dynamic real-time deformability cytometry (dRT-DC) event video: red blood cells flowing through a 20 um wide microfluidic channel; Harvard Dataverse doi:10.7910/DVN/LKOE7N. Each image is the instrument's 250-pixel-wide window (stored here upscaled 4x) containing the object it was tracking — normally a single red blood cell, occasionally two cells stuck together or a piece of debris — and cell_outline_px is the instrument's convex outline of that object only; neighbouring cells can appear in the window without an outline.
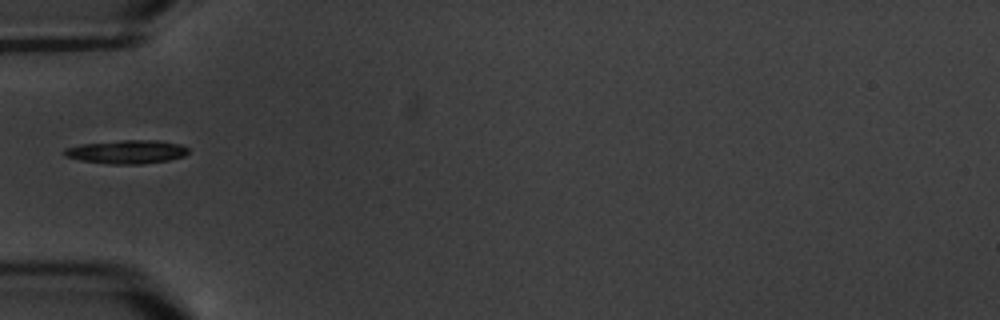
{"species": "common noctule bat (a hibernating species)", "species_latin": "Nyctalus noctula", "temperature_condition": "warm", "stored_images_in_passage": 4, "camera_frame_rate_fps": 3000, "um_per_image_px": 0.085, "animal": {"sex": "male", "body_mass_g": 20.1, "forearm_length_mm": 53.5}, "frame": {"image": 1, "passage_image": 2, "time_ms": 1.333, "image_size_px": [1000, 320], "cell_outline_px": [[188, 152], [184, 156], [168, 160], [144, 164], [108, 164], [80, 160], [64, 156], [60, 152], [64, 148], [84, 144], [120, 140], [160, 140], [180, 144], [188, 148]], "centroid_in_image_um": [10.75, 12.91], "position_along_channel_um": 74.2, "area_um2": 17.17}}
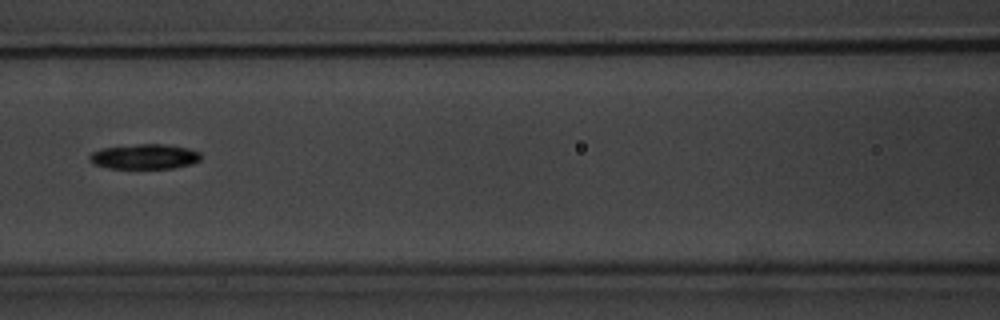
{"frame": {"image": 2, "passage_image": 4, "time_ms": 3.667, "image_size_px": [1000, 320], "cell_outline_px": [[200, 160], [192, 164], [172, 168], [108, 168], [92, 164], [88, 160], [88, 156], [92, 152], [100, 148], [136, 144], [164, 144], [188, 148], [200, 152]], "centroid_in_image_um": [12.24, 13.31], "position_along_channel_um": 154.4, "area_um2": 16.36}}